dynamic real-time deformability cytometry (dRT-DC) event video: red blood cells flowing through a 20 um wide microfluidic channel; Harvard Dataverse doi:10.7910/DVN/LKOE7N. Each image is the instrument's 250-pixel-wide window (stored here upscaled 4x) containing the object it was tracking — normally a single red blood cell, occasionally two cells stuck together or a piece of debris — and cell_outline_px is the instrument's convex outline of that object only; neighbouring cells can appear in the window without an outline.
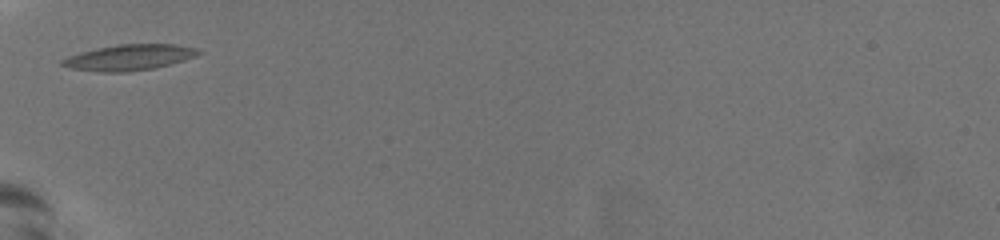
{"species": "common noctule bat (a hibernating species)", "species_latin": "Nyctalus noctula", "temperature_condition": "warm", "stored_images_in_passage": 27, "camera_frame_rate_fps": 3000, "um_per_image_px": 0.085, "animal": {"sex": "female", "body_mass_g": 19.5, "forearm_length_mm": 54.1}, "frame": {"image": 1, "passage_image": 1, "time_ms": 0.0, "image_size_px": [1000, 240], "cell_outline_px": [[200, 52], [196, 56], [184, 60], [156, 68], [128, 72], [100, 72], [72, 68], [60, 64], [60, 60], [68, 56], [80, 52], [96, 48], [116, 44], [176, 44], [196, 48]], "centroid_in_image_um": [10.97, 4.88], "position_along_channel_um": 74.0, "area_um2": 20.52}}
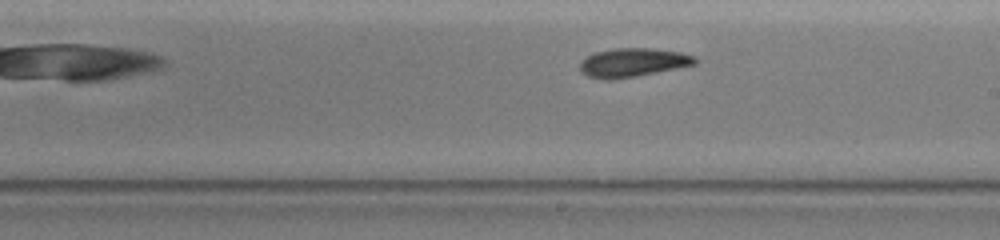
{"frame": {"image": 2, "passage_image": 14, "time_ms": 4.333, "image_size_px": [1000, 240], "cell_outline_px": [[696, 64], [632, 76], [608, 80], [588, 76], [580, 68], [580, 64], [588, 56], [596, 52], [616, 48], [652, 48], [680, 52], [692, 56], [696, 60]], "centroid_in_image_um": [53.78, 5.3], "position_along_channel_um": 235.2, "area_um2": 18.55}}
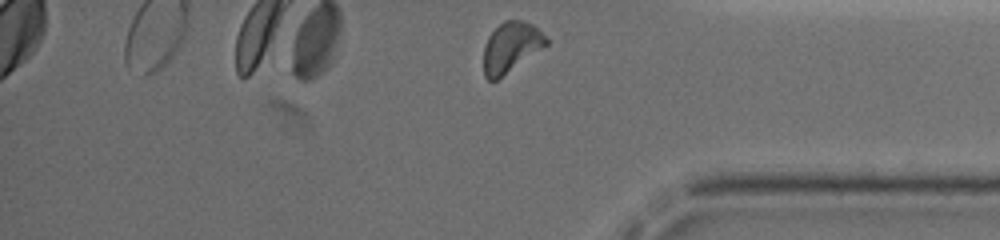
{"frame": {"image": 3, "passage_image": 27, "time_ms": 8.667, "image_size_px": [1000, 240], "cell_outline_px": [[548, 44], [496, 80], [488, 80], [484, 76], [484, 44], [488, 36], [504, 20], [524, 20], [532, 24], [548, 40]], "centroid_in_image_um": [43.4, 4.0], "position_along_channel_um": 391.8, "area_um2": 17.92}, "authors_computed_cell_mechanics": {"area_um2": 18.496, "velocity_mm_per_s": 3.7825, "shape_relaxation_time_tau1_ms": 7.3085, "shape_relaxation_time_tau2_ms": null, "deformation_change_tau1": 0.1809, "deformation_change_tau2": null}}